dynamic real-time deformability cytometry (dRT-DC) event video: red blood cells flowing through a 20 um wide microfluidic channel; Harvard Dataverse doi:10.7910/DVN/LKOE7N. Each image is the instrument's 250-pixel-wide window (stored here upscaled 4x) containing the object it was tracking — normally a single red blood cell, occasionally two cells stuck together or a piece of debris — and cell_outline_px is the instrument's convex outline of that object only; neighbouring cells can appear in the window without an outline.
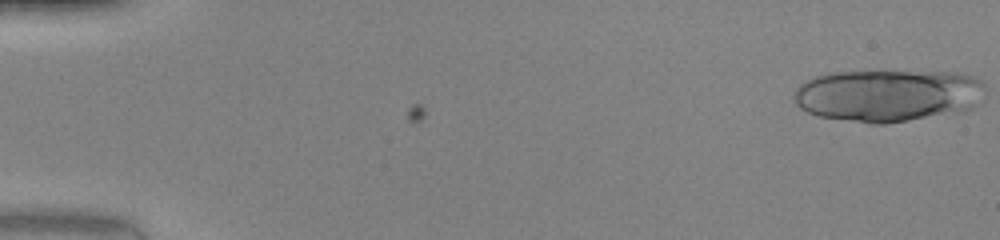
{"species": "human", "species_latin": "Homo sapiens", "temperature_condition": "warm", "stored_images_in_passage": 48, "camera_frame_rate_fps": 3000, "um_per_image_px": 0.085, "donor": {"sex": "female"}, "frame": {"image": 1, "passage_image": 1, "time_ms": 0.0, "image_size_px": [1000, 240], "cell_outline_px": [[984, 100], [972, 108], [964, 112], [884, 124], [872, 124], [820, 116], [808, 112], [800, 108], [796, 104], [796, 88], [800, 84], [816, 76], [828, 72], [884, 68], [952, 72], [972, 76], [980, 80], [984, 84]], "centroid_in_image_um": [75.55, 8.06], "position_along_channel_um": 9.5, "area_um2": 60.29}}
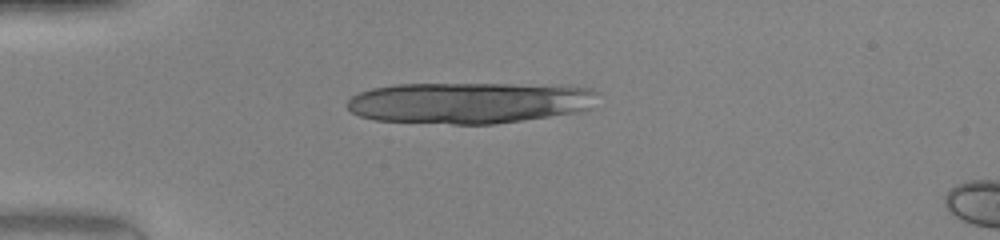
{"frame": {"image": 2, "passage_image": 13, "time_ms": 4.0, "image_size_px": [1000, 240], "cell_outline_px": [[596, 92], [588, 108], [576, 112], [496, 124], [452, 124], [376, 120], [360, 116], [352, 112], [348, 108], [348, 100], [352, 96], [360, 92], [372, 88], [396, 84], [512, 84], [592, 88]], "centroid_in_image_um": [39.8, 8.73], "position_along_channel_um": 45.2, "area_um2": 59.65}}
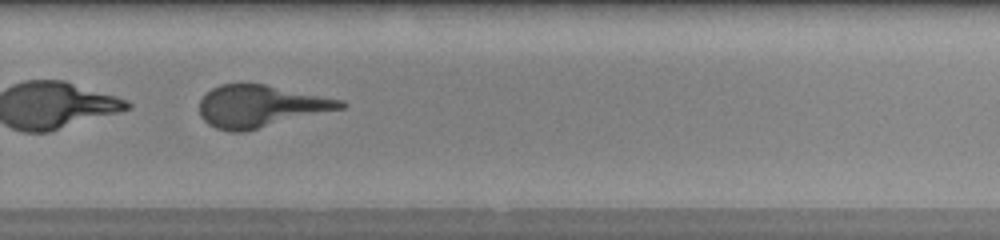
{"frame": {"image": 3, "passage_image": 34, "time_ms": 11.0, "image_size_px": [1000, 240], "cell_outline_px": [[348, 104], [344, 108], [244, 132], [228, 132], [216, 128], [208, 124], [200, 116], [200, 100], [212, 88], [220, 84], [264, 84], [344, 100]], "centroid_in_image_um": [22.15, 9.04], "position_along_channel_um": 307.6, "area_um2": 34.56}}